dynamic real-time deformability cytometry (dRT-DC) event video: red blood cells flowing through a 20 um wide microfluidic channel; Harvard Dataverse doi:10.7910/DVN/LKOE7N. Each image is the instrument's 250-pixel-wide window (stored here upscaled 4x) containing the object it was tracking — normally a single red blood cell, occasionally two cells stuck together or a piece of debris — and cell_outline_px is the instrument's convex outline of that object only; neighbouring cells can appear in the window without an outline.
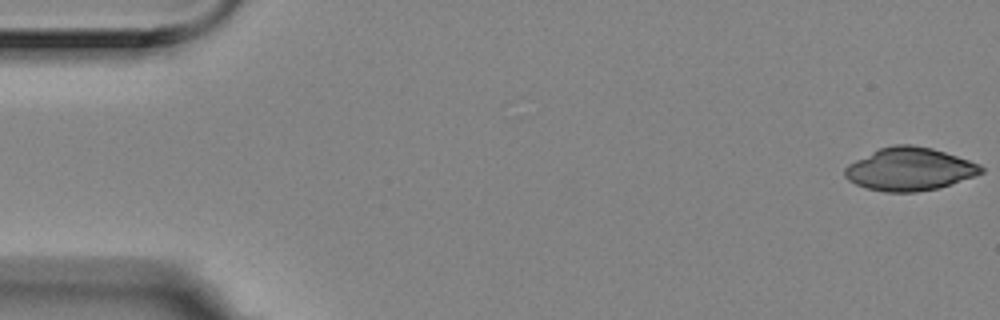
{"species": "Egyptian fruit bat (a non-hibernating species)", "species_latin": "Rousettus aegyptiacus", "temperature_condition": "room temperature", "stored_images_in_passage": 5, "camera_frame_rate_fps": 3000, "um_per_image_px": 0.085, "animal": {"sex": "female"}, "frame": {"image": 1, "passage_image": 1, "time_ms": 0.0, "image_size_px": [1000, 320], "cell_outline_px": [[984, 172], [976, 176], [952, 184], [936, 188], [916, 192], [884, 192], [868, 188], [856, 184], [848, 180], [844, 176], [844, 168], [848, 164], [880, 148], [896, 144], [912, 144], [932, 148], [980, 164], [984, 168]], "centroid_in_image_um": [77.32, 14.38], "position_along_channel_um": 7.7, "area_um2": 33.99}}